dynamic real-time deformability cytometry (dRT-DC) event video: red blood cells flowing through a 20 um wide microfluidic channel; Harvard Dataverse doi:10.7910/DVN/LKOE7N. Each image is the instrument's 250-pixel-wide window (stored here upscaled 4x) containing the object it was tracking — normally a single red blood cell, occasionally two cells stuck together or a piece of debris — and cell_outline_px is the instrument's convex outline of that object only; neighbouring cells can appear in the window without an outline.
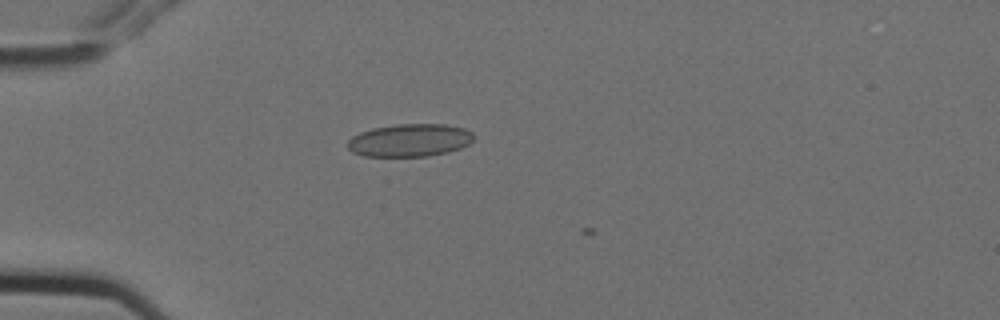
{"species": "Egyptian fruit bat (a non-hibernating species)", "species_latin": "Rousettus aegyptiacus", "temperature_condition": "cold", "stored_images_in_passage": 6, "camera_frame_rate_fps": 3000, "um_per_image_px": 0.085, "animal": {"sex": "female"}, "frame": {"image": 1, "passage_image": 5, "time_ms": 1.333, "image_size_px": [1000, 320], "cell_outline_px": [[476, 136], [468, 144], [460, 148], [448, 152], [428, 156], [364, 156], [352, 152], [348, 148], [348, 140], [352, 136], [360, 132], [372, 128], [396, 124], [444, 124], [464, 128], [472, 132]], "centroid_in_image_um": [34.83, 11.92], "position_along_channel_um": 50.2, "area_um2": 24.16}}